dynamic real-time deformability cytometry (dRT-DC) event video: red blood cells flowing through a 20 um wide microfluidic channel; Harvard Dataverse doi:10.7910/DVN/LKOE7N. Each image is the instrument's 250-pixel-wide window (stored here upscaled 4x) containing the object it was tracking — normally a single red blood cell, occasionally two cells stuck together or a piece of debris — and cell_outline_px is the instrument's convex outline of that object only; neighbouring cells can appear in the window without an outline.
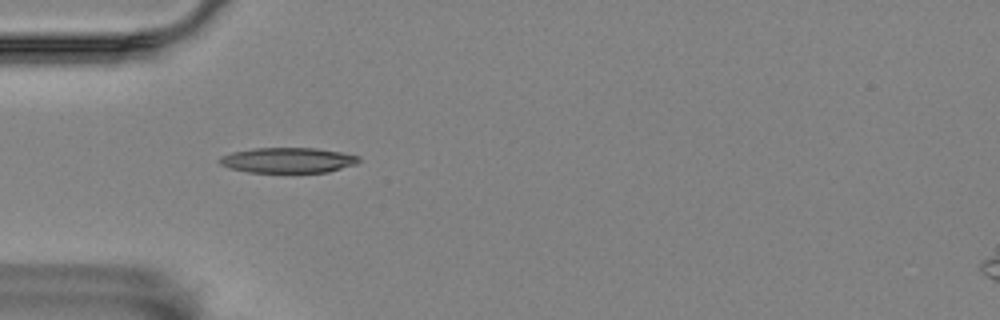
{"species": "Egyptian fruit bat (a non-hibernating species)", "species_latin": "Rousettus aegyptiacus", "temperature_condition": "room temperature", "stored_images_in_passage": 2, "camera_frame_rate_fps": 3000, "um_per_image_px": 0.085, "animal": {"sex": "female"}, "frame": {"image": 1, "passage_image": 1, "time_ms": 0.0, "image_size_px": [1000, 320], "cell_outline_px": [[360, 160], [356, 164], [328, 172], [248, 172], [228, 168], [220, 164], [216, 160], [220, 156], [232, 152], [252, 148], [316, 148], [340, 152], [360, 156]], "centroid_in_image_um": [24.43, 13.61], "position_along_channel_um": 60.6, "area_um2": 20.63}}
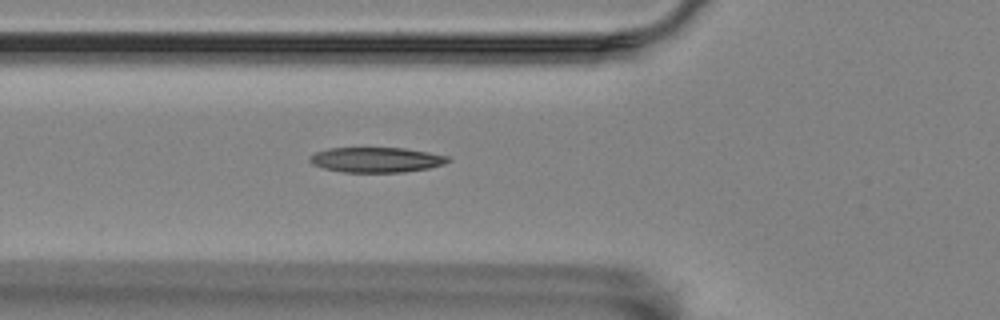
{"frame": {"image": 2, "passage_image": 2, "time_ms": 0.333, "image_size_px": [1000, 320], "cell_outline_px": [[452, 160], [444, 164], [428, 168], [404, 172], [344, 172], [324, 168], [312, 164], [308, 160], [308, 156], [316, 152], [328, 148], [404, 148], [428, 152], [448, 156]], "centroid_in_image_um": [31.98, 13.58], "position_along_channel_um": 93.8, "area_um2": 20.23}}